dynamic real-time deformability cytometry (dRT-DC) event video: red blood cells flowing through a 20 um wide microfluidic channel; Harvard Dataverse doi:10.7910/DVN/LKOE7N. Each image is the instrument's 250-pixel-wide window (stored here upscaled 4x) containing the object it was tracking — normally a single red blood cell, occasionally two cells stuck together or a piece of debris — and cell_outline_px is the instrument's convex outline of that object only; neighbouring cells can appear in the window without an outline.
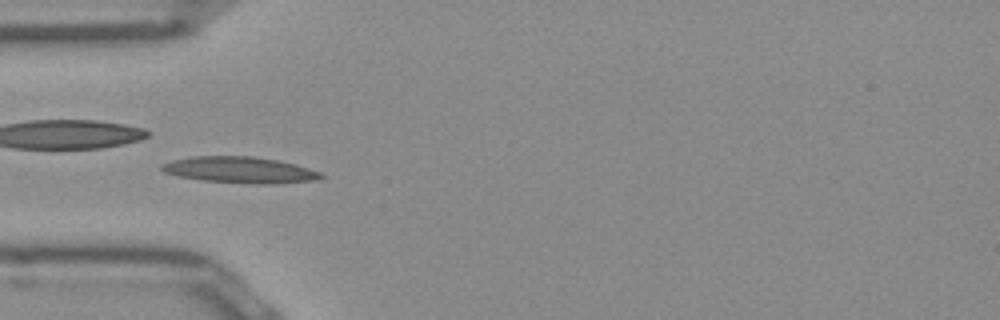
{"species": "Egyptian fruit bat (a non-hibernating species)", "species_latin": "Rousettus aegyptiacus", "temperature_condition": "room temperature", "stored_images_in_passage": 51, "camera_frame_rate_fps": 3000, "um_per_image_px": 0.085, "frame": {"image": 1, "passage_image": 15, "time_ms": 4.667, "image_size_px": [1000, 320], "cell_outline_px": [[324, 176], [312, 180], [276, 184], [252, 184], [204, 180], [176, 176], [164, 172], [160, 168], [160, 164], [172, 160], [192, 156], [256, 156], [296, 164], [320, 172]], "centroid_in_image_um": [20.34, 14.44], "position_along_channel_um": 64.7, "area_um2": 24.39}}
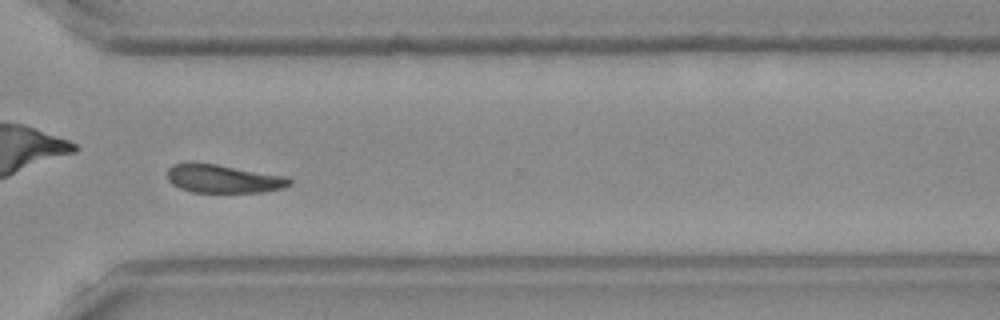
{"frame": {"image": 2, "passage_image": 37, "time_ms": 12.0, "image_size_px": [1000, 320], "cell_outline_px": [[292, 184], [284, 188], [264, 192], [192, 192], [180, 188], [172, 184], [168, 180], [168, 168], [172, 164], [216, 164], [288, 176], [292, 180]], "centroid_in_image_um": [19.06, 15.21], "position_along_channel_um": 351.5, "area_um2": 20.06}}
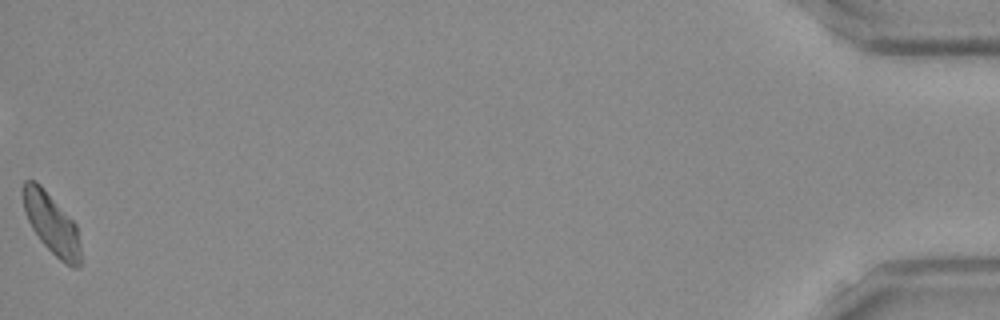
{"frame": {"image": 3, "passage_image": 51, "time_ms": 16.667, "image_size_px": [1000, 320], "cell_outline_px": [[80, 268], [72, 268], [60, 260], [40, 240], [32, 228], [24, 212], [24, 180], [36, 180], [44, 188], [76, 224], [80, 244]], "centroid_in_image_um": [4.4, 19.04], "position_along_channel_um": 430.8, "area_um2": 20.11}, "authors_computed_cell_mechanics": {"area_um2": 21.1548, "velocity_mm_per_s": 3.9217, "shape_relaxation_time_tau1_ms": 5.1378, "shape_relaxation_time_tau2_ms": 5.9978, "deformation_change_tau1": 0.1573, "deformation_change_tau2": 0.1106}}